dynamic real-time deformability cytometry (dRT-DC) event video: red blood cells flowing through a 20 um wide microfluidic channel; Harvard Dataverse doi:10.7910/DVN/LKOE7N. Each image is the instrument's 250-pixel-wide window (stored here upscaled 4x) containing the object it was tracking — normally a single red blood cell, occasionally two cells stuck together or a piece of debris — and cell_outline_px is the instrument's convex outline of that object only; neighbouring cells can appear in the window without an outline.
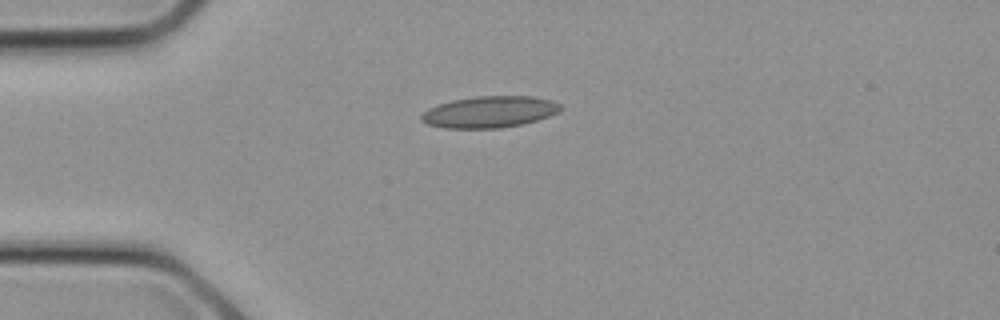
{"species": "common noctule bat (a hibernating species)", "species_latin": "Nyctalus noctula", "temperature_condition": "cold", "stored_images_in_passage": 4, "camera_frame_rate_fps": 3000, "um_per_image_px": 0.085, "animal": {"sex": "female", "body_mass_g": 21.9}, "frame": {"image": 1, "passage_image": 1, "time_ms": 0.0, "image_size_px": [1000, 320], "cell_outline_px": [[560, 112], [536, 120], [520, 124], [500, 128], [444, 128], [428, 124], [420, 120], [420, 116], [428, 108], [452, 100], [476, 96], [532, 96], [552, 100], [560, 104]], "centroid_in_image_um": [41.6, 9.51], "position_along_channel_um": 43.4, "area_um2": 25.43}}
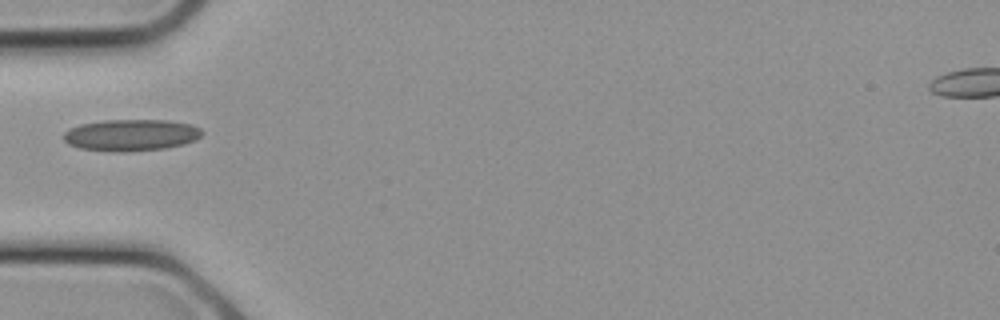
{"frame": {"image": 2, "passage_image": 3, "time_ms": 0.667, "image_size_px": [1000, 320], "cell_outline_px": [[204, 132], [196, 140], [184, 144], [164, 148], [128, 152], [112, 152], [80, 148], [68, 144], [64, 140], [64, 132], [68, 128], [80, 124], [104, 120], [168, 120], [192, 124], [200, 128]], "centroid_in_image_um": [11.14, 11.48], "position_along_channel_um": 73.9, "area_um2": 25.78}}